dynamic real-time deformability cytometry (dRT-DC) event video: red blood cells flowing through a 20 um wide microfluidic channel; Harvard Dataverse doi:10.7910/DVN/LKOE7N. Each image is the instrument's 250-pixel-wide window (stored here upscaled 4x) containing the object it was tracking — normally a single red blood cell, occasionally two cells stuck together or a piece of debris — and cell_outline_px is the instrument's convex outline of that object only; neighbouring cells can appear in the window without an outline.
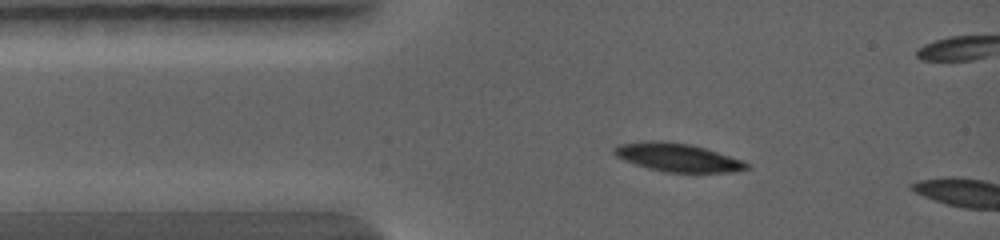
{"species": "common noctule bat (a hibernating species)", "species_latin": "Nyctalus noctula", "temperature_condition": "warm", "stored_images_in_passage": 10, "camera_frame_rate_fps": 5000, "um_per_image_px": 0.085, "animal": {"sex": "female", "body_mass_g": 19.0, "forearm_length_mm": 56.7}, "frame": {"image": 1, "passage_image": 1, "time_ms": 0.0, "image_size_px": [1000, 240], "cell_outline_px": [[752, 168], [732, 172], [668, 172], [648, 168], [624, 160], [616, 156], [612, 152], [612, 148], [616, 144], [644, 140], [664, 140], [692, 144], [744, 160]], "centroid_in_image_um": [57.57, 13.36], "position_along_channel_um": 27.4, "area_um2": 22.2}}
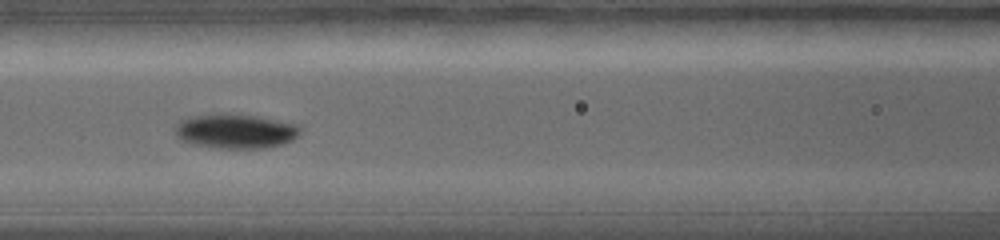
{"frame": {"image": 2, "passage_image": 7, "time_ms": 2.6, "image_size_px": [1000, 240], "cell_outline_px": [[300, 132], [292, 140], [284, 144], [264, 148], [216, 148], [192, 144], [180, 140], [176, 136], [176, 124], [180, 120], [188, 116], [212, 112], [240, 112], [300, 124]], "centroid_in_image_um": [20.0, 11.1], "position_along_channel_um": 146.6, "area_um2": 26.18}}
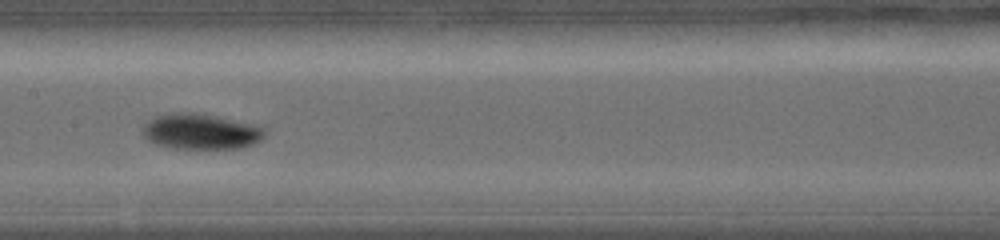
{"frame": {"image": 3, "passage_image": 9, "time_ms": 3.4, "image_size_px": [1000, 240], "cell_outline_px": [[264, 136], [260, 140], [252, 144], [240, 148], [172, 148], [156, 144], [148, 140], [144, 136], [144, 124], [152, 116], [176, 112], [196, 112], [216, 116], [252, 124], [264, 128]], "centroid_in_image_um": [17.03, 11.17], "position_along_channel_um": 190.4, "area_um2": 25.14}}